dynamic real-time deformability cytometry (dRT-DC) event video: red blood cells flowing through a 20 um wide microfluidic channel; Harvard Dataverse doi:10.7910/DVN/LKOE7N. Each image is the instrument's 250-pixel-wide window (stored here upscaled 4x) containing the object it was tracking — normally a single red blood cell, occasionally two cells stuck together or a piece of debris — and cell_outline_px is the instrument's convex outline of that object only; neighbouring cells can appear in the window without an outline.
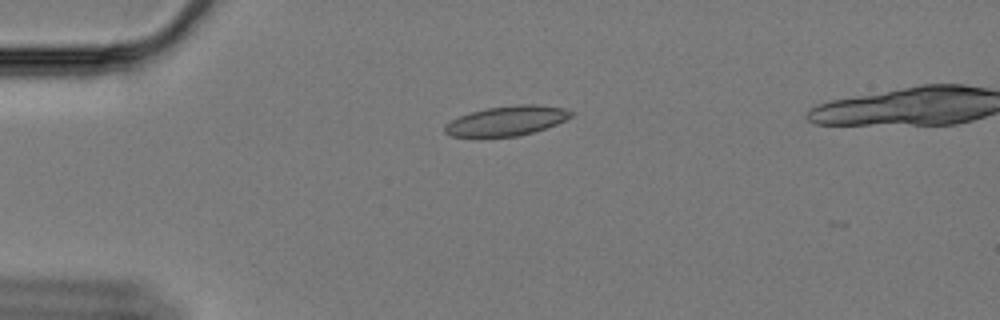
{"species": "Egyptian fruit bat (a non-hibernating species)", "species_latin": "Rousettus aegyptiacus", "temperature_condition": "cold", "stored_images_in_passage": 11, "camera_frame_rate_fps": 3000, "um_per_image_px": 0.085, "animal": {"sex": "female"}, "frame": {"image": 1, "passage_image": 9, "time_ms": 2.667, "image_size_px": [1000, 320], "cell_outline_px": [[576, 112], [572, 116], [556, 124], [520, 136], [452, 136], [444, 132], [444, 124], [460, 116], [472, 112], [488, 108], [516, 104], [536, 104], [564, 108]], "centroid_in_image_um": [43.1, 10.25], "position_along_channel_um": 41.9, "area_um2": 21.62}}